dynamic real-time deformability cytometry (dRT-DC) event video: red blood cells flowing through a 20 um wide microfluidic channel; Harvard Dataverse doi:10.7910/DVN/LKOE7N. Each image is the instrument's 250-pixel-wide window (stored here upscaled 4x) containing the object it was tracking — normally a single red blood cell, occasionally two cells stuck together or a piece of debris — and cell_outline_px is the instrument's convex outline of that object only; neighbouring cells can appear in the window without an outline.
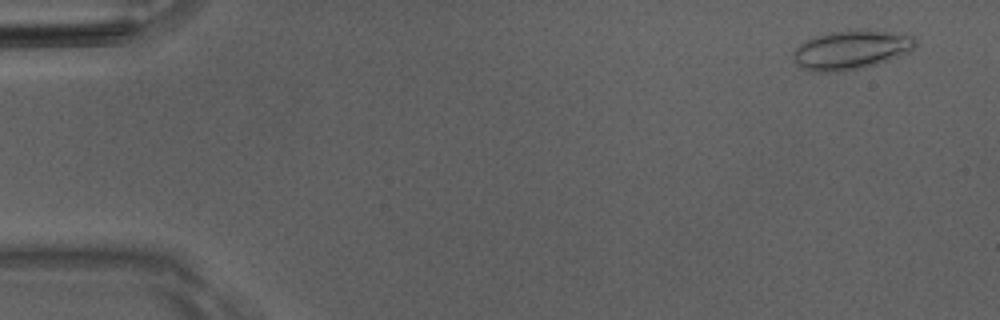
{"species": "Egyptian fruit bat (a non-hibernating species)", "species_latin": "Rousettus aegyptiacus", "temperature_condition": "room temperature", "stored_images_in_passage": 51, "camera_frame_rate_fps": 3000, "um_per_image_px": 0.085, "animal": {"sex": "male"}, "frame": {"image": 1, "passage_image": 3, "time_ms": 0.667, "image_size_px": [1000, 320], "cell_outline_px": [[916, 44], [912, 48], [888, 60], [864, 68], [836, 72], [812, 72], [804, 68], [792, 56], [792, 52], [800, 44], [808, 40], [832, 32], [888, 32], [912, 36], [916, 40]], "centroid_in_image_um": [72.3, 4.29], "position_along_channel_um": 12.7, "area_um2": 26.47}}
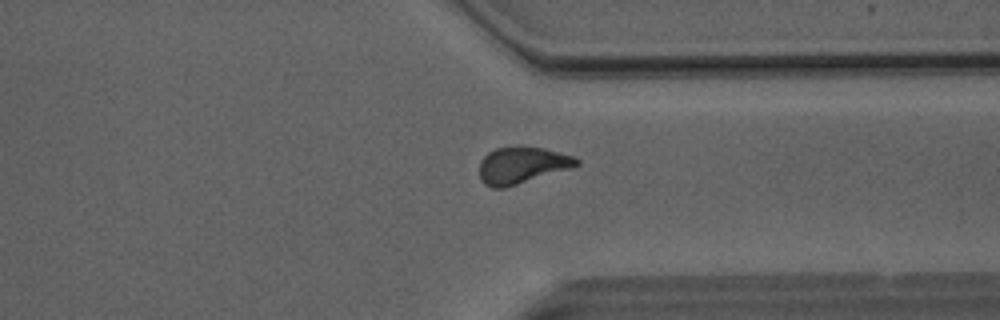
{"frame": {"image": 2, "passage_image": 39, "time_ms": 12.667, "image_size_px": [1000, 320], "cell_outline_px": [[580, 164], [572, 168], [504, 188], [492, 188], [484, 184], [480, 180], [480, 160], [488, 152], [496, 148], [520, 144], [544, 148], [572, 156], [580, 160]], "centroid_in_image_um": [44.35, 14.02], "position_along_channel_um": 367.1, "area_um2": 21.15}}
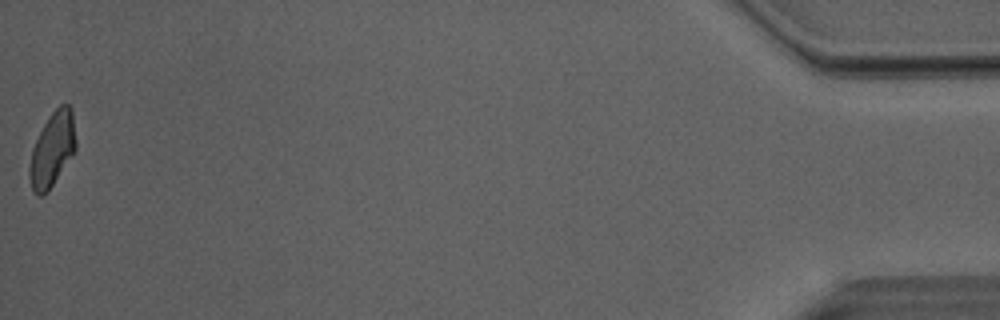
{"frame": {"image": 3, "passage_image": 51, "time_ms": 16.667, "image_size_px": [1000, 320], "cell_outline_px": [[76, 148], [48, 192], [40, 196], [36, 196], [32, 192], [28, 176], [28, 168], [32, 148], [48, 116], [60, 104], [68, 104], [72, 108], [76, 140]], "centroid_in_image_um": [4.42, 12.72], "position_along_channel_um": 430.8, "area_um2": 20.17}, "authors_computed_cell_mechanics": {"area_um2": 20.9814, "velocity_mm_per_s": 4.045, "shape_relaxation_time_tau1_ms": 7.7977, "shape_relaxation_time_tau2_ms": 2.5056, "deformation_change_tau1": 0.1674, "deformation_change_tau2": 0.0806}}